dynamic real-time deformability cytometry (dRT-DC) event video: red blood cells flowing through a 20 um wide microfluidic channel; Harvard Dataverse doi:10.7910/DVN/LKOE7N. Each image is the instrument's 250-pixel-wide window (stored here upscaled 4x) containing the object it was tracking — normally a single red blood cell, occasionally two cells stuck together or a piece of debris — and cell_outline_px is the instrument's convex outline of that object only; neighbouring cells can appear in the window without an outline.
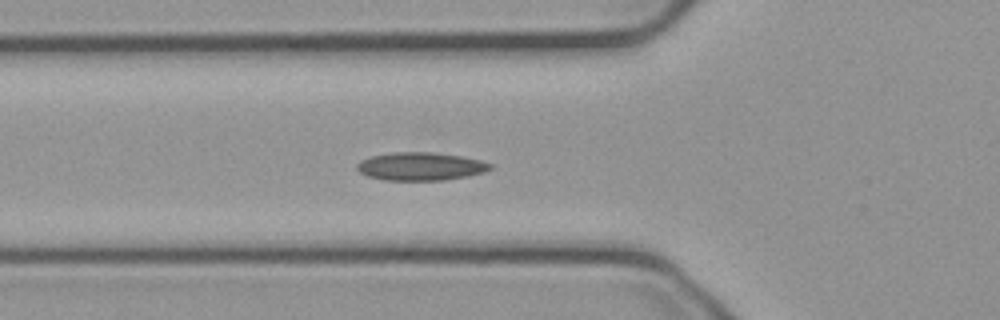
{"species": "common noctule bat (a hibernating species)", "species_latin": "Nyctalus noctula", "temperature_condition": "cold", "stored_images_in_passage": 56, "camera_frame_rate_fps": 3000, "um_per_image_px": 0.085, "animal": {"sex": "male", "body_mass_g": 23.1, "forearm_length_mm": 52.7}, "frame": {"image": 1, "passage_image": 19, "time_ms": 6.0, "image_size_px": [1000, 320], "cell_outline_px": [[492, 168], [484, 172], [468, 176], [444, 180], [384, 180], [368, 176], [360, 172], [356, 168], [356, 164], [360, 160], [372, 156], [392, 152], [432, 152], [460, 156], [480, 160], [492, 164]], "centroid_in_image_um": [35.74, 14.14], "position_along_channel_um": 90.1, "area_um2": 21.79}}
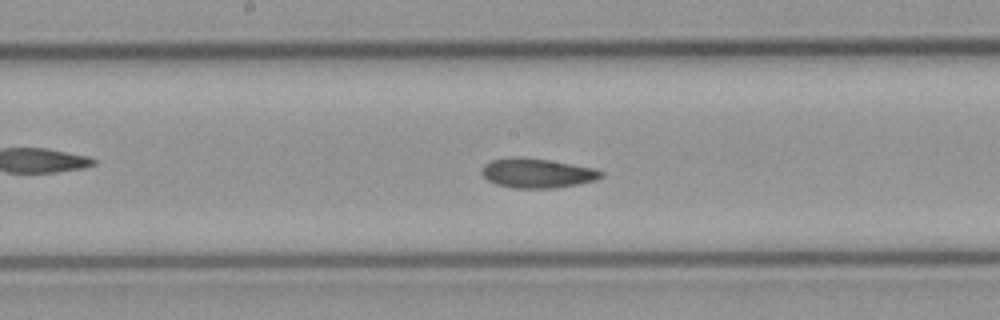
{"frame": {"image": 2, "passage_image": 28, "time_ms": 9.0, "image_size_px": [1000, 320], "cell_outline_px": [[604, 176], [596, 180], [556, 188], [512, 188], [496, 184], [488, 180], [480, 172], [484, 164], [492, 160], [512, 156], [524, 156], [596, 168], [604, 172]], "centroid_in_image_um": [45.65, 14.7], "position_along_channel_um": 202.5, "area_um2": 20.75}}
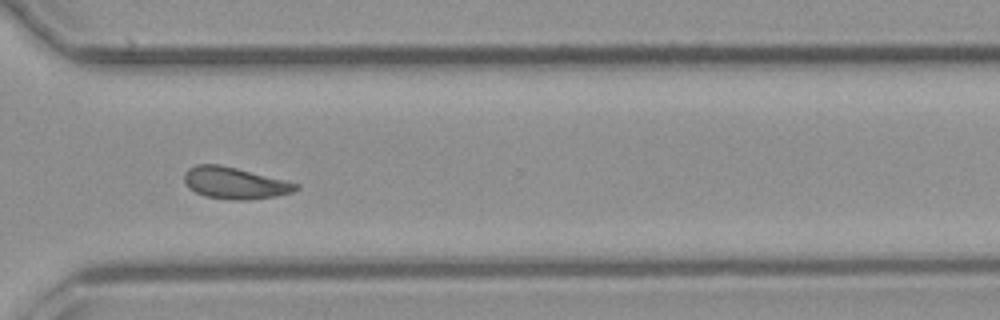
{"frame": {"image": 3, "passage_image": 40, "time_ms": 13.0, "image_size_px": [1000, 320], "cell_outline_px": [[300, 188], [292, 192], [276, 196], [248, 200], [232, 200], [204, 196], [188, 188], [184, 184], [184, 172], [188, 168], [196, 164], [220, 164], [300, 184]], "centroid_in_image_um": [19.92, 15.56], "position_along_channel_um": 350.7, "area_um2": 20.69}, "authors_computed_cell_mechanics": {"area_um2": 20.3745, "velocity_mm_per_s": 3.7084, "shape_relaxation_time_tau1_ms": null, "shape_relaxation_time_tau2_ms": 4.8384, "deformation_change_tau1": null, "deformation_change_tau2": 0.0947}}